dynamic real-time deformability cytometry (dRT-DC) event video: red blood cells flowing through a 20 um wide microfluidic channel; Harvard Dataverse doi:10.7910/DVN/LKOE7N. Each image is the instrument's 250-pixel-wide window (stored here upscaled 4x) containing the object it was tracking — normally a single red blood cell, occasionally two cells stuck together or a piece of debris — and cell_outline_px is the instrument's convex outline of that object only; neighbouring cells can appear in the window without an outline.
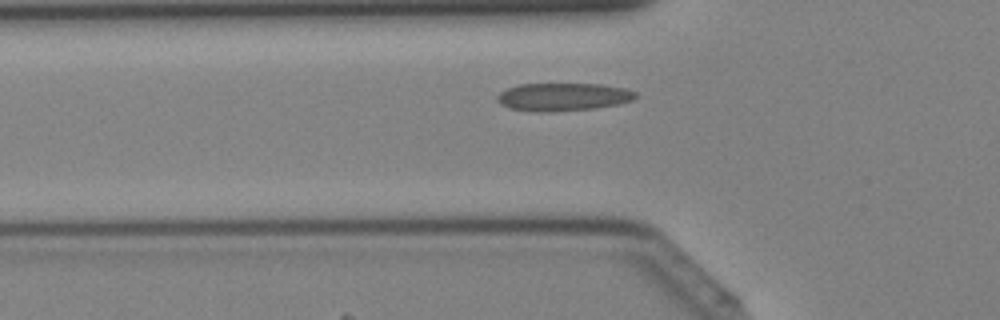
{"species": "Egyptian fruit bat (a non-hibernating species)", "species_latin": "Rousettus aegyptiacus", "temperature_condition": "cold", "stored_images_in_passage": 36, "camera_frame_rate_fps": 3000, "um_per_image_px": 0.085, "animal": {"sex": "female"}, "frame": {"image": 1, "passage_image": 8, "time_ms": 2.333, "image_size_px": [1000, 320], "cell_outline_px": [[636, 96], [632, 100], [616, 104], [596, 108], [548, 112], [536, 112], [508, 108], [500, 104], [496, 100], [496, 96], [500, 92], [508, 88], [520, 84], [600, 84], [624, 88], [636, 92]], "centroid_in_image_um": [47.81, 8.24], "position_along_channel_um": 78.0, "area_um2": 22.48}}
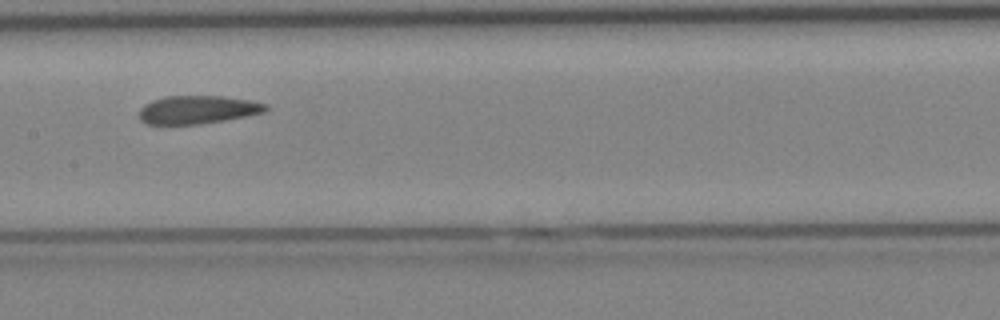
{"frame": {"image": 2, "passage_image": 15, "time_ms": 4.667, "image_size_px": [1000, 320], "cell_outline_px": [[268, 108], [264, 112], [224, 120], [200, 124], [144, 124], [140, 120], [140, 108], [144, 104], [152, 100], [164, 96], [224, 96], [248, 100], [268, 104]], "centroid_in_image_um": [16.77, 9.32], "position_along_channel_um": 190.6, "area_um2": 20.75}}
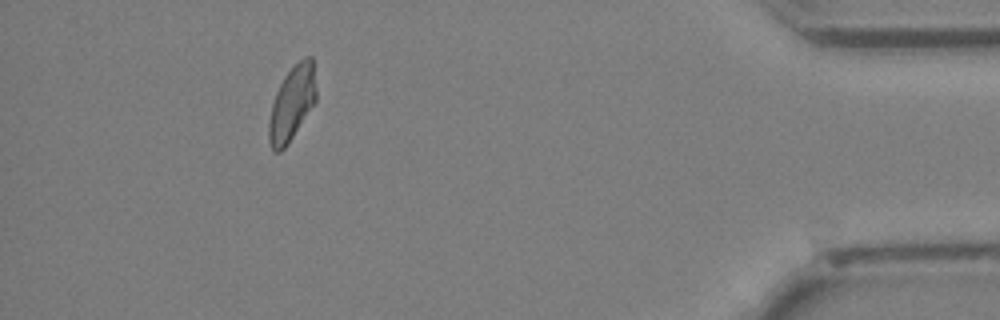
{"frame": {"image": 3, "passage_image": 32, "time_ms": 10.333, "image_size_px": [1000, 320], "cell_outline_px": [[316, 100], [288, 144], [280, 152], [272, 152], [268, 140], [268, 124], [272, 104], [276, 92], [284, 76], [304, 56], [312, 56], [316, 88]], "centroid_in_image_um": [24.8, 8.81], "position_along_channel_um": 410.4, "area_um2": 20.4}}